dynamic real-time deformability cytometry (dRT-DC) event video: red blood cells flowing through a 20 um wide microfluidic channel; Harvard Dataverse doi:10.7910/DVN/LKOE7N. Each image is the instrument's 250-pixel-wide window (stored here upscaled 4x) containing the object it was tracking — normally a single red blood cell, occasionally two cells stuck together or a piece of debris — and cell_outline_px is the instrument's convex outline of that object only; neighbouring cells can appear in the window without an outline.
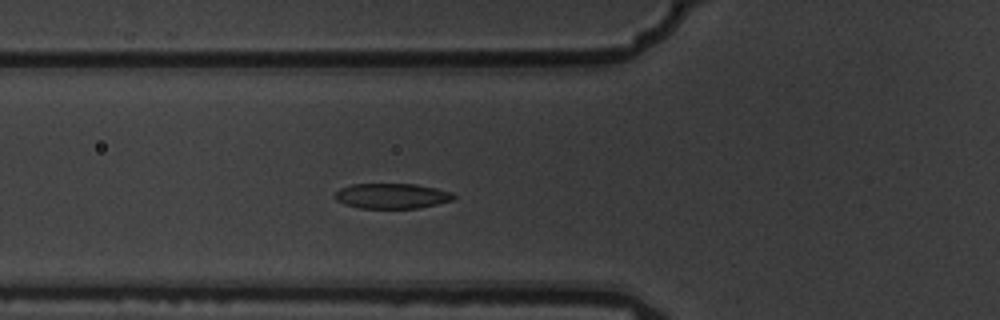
{"species": "common noctule bat (a hibernating species)", "species_latin": "Nyctalus noctula", "temperature_condition": "warm", "stored_images_in_passage": 3, "camera_frame_rate_fps": 3000, "um_per_image_px": 0.085, "animal": {"sex": "male", "body_mass_g": 19.5, "forearm_length_mm": 54.6}, "frame": {"image": 1, "passage_image": 3, "time_ms": 0.667, "image_size_px": [1000, 320], "cell_outline_px": [[456, 196], [452, 200], [436, 204], [416, 208], [360, 208], [344, 204], [336, 200], [336, 192], [340, 188], [352, 184], [416, 184], [436, 188], [452, 192]], "centroid_in_image_um": [33.31, 16.65], "position_along_channel_um": 92.5, "area_um2": 17.34}}